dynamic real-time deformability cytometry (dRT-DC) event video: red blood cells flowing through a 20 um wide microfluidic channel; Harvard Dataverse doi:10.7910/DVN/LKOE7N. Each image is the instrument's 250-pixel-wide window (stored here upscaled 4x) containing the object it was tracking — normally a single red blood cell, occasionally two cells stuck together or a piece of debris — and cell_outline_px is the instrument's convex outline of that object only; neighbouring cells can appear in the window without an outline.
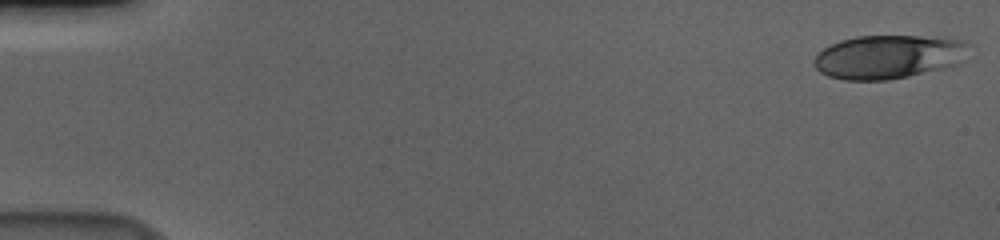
{"species": "human", "species_latin": "Homo sapiens", "temperature_condition": "cold", "stored_images_in_passage": 56, "camera_frame_rate_fps": 3000, "um_per_image_px": 0.085, "donor": {"sex": "male"}, "frame": {"image": 1, "passage_image": 1, "time_ms": 0.0, "image_size_px": [1000, 240], "cell_outline_px": [[972, 44], [960, 60], [956, 64], [908, 76], [888, 80], [844, 80], [828, 76], [820, 72], [812, 64], [812, 60], [824, 48], [840, 40], [856, 36], [920, 36], [964, 40]], "centroid_in_image_um": [75.47, 4.82], "position_along_channel_um": 9.5, "area_um2": 39.19}}
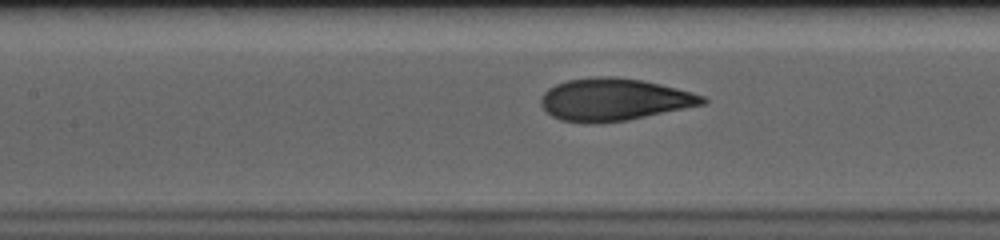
{"frame": {"image": 2, "passage_image": 26, "time_ms": 8.333, "image_size_px": [1000, 240], "cell_outline_px": [[708, 100], [704, 104], [628, 120], [600, 124], [584, 124], [560, 120], [552, 116], [540, 104], [540, 100], [544, 92], [548, 88], [556, 84], [568, 80], [596, 76], [612, 76], [644, 80], [692, 92], [704, 96]], "centroid_in_image_um": [52.17, 8.47], "position_along_channel_um": 155.2, "area_um2": 40.11}}
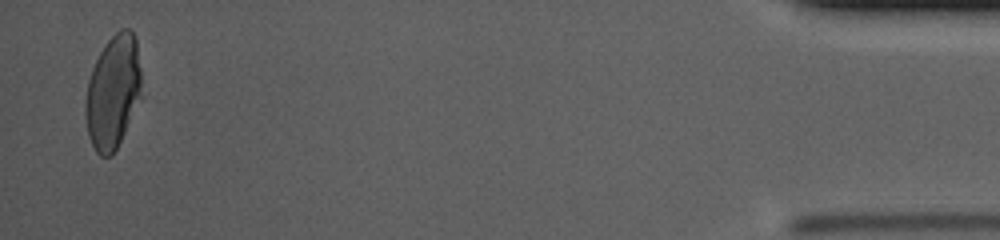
{"frame": {"image": 3, "passage_image": 55, "time_ms": 18.0, "image_size_px": [1000, 240], "cell_outline_px": [[140, 96], [124, 132], [116, 148], [108, 156], [100, 156], [96, 152], [88, 136], [84, 112], [84, 104], [88, 80], [92, 68], [104, 44], [120, 28], [128, 28], [132, 32], [136, 40], [140, 68]], "centroid_in_image_um": [9.56, 7.79], "position_along_channel_um": 425.6, "area_um2": 36.53}, "authors_computed_cell_mechanics": {"area_um2": 39.1884, "velocity_mm_per_s": 3.6446, "shape_relaxation_time_tau1_ms": 5.612, "shape_relaxation_time_tau2_ms": null, "deformation_change_tau1": 0.1886, "deformation_change_tau2": null}}